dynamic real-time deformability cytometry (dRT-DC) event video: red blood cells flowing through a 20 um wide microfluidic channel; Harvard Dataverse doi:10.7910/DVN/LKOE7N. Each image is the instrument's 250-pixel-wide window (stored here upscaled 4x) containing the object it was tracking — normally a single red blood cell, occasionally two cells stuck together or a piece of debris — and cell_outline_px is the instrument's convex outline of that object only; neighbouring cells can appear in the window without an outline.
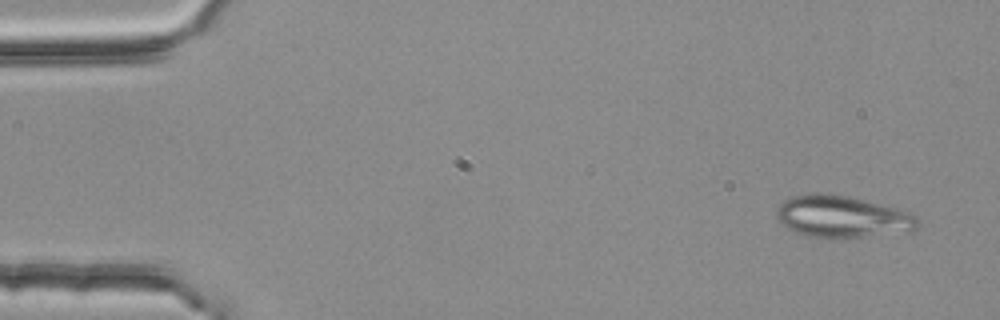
{"species": "common noctule bat (a hibernating species)", "species_latin": "Nyctalus noctula", "temperature_condition": "room temperature", "stored_images_in_passage": 3, "camera_frame_rate_fps": 3000, "um_per_image_px": 0.085, "animal": {"sex": "female", "body_mass_g": 25.1}, "frame": {"image": 1, "passage_image": 1, "time_ms": 0.0, "image_size_px": [1000, 320], "cell_outline_px": [[920, 224], [912, 232], [864, 236], [804, 236], [788, 228], [776, 216], [776, 208], [784, 200], [792, 196], [820, 192], [828, 192], [848, 196], [900, 208], [912, 212], [916, 216]], "centroid_in_image_um": [71.65, 18.38], "position_along_channel_um": 13.4, "area_um2": 34.45}}